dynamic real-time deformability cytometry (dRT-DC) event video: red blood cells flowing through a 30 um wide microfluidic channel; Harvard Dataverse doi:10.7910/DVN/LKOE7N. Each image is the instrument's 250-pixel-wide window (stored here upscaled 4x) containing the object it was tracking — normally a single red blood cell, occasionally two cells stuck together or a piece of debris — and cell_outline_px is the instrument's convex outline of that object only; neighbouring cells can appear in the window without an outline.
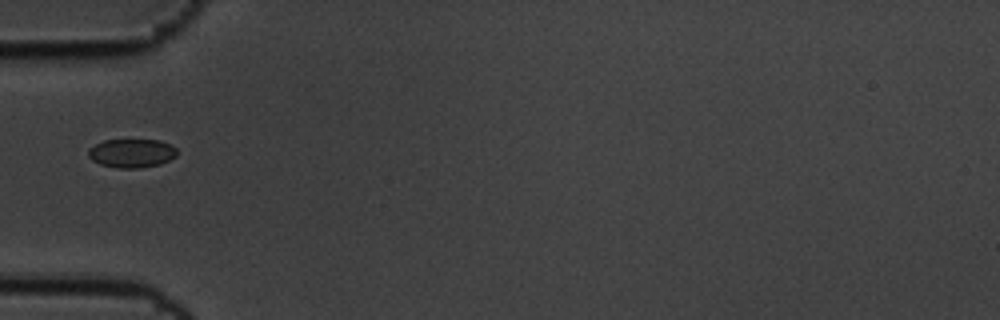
{"species": "common noctule bat (a hibernating species)", "species_latin": "Nyctalus noctula", "temperature_condition": "cold", "stored_images_in_passage": 7, "camera_frame_rate_fps": 3000, "um_per_image_px": 0.085, "animal": {"sex": "male", "body_mass_g": 19.5, "forearm_length_mm": 54.6}, "frame": {"image": 1, "passage_image": 1, "time_ms": 0.0, "image_size_px": [1000, 320], "cell_outline_px": [[176, 156], [160, 164], [140, 168], [120, 168], [100, 164], [92, 160], [88, 156], [88, 148], [104, 140], [160, 140], [176, 148]], "centroid_in_image_um": [11.17, 13.02], "position_along_channel_um": 73.8, "area_um2": 14.74}}
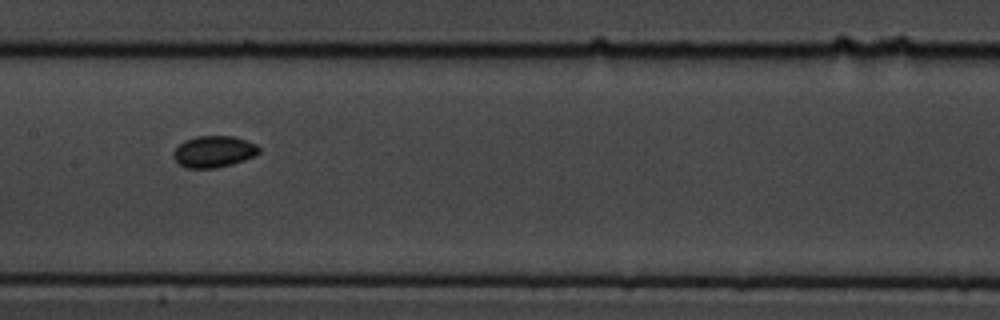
{"frame": {"image": 2, "passage_image": 4, "time_ms": 1.0, "image_size_px": [1000, 320], "cell_outline_px": [[260, 152], [244, 160], [232, 164], [216, 168], [184, 168], [172, 156], [172, 152], [184, 140], [196, 136], [232, 136], [256, 144], [260, 148]], "centroid_in_image_um": [18.14, 12.89], "position_along_channel_um": 189.3, "area_um2": 15.66}}
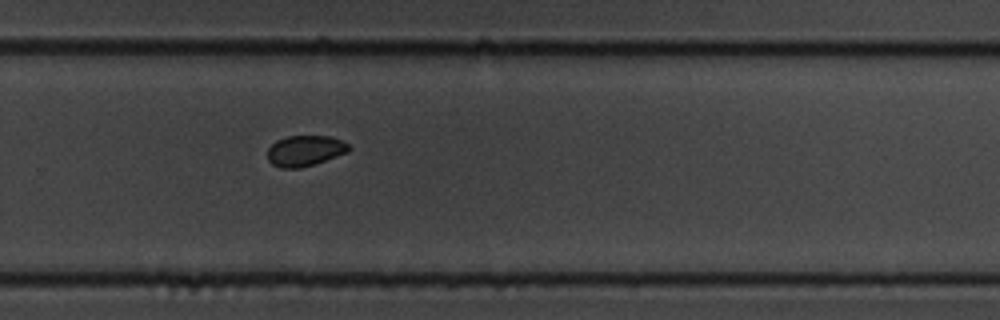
{"frame": {"image": 3, "passage_image": 7, "time_ms": 2.0, "image_size_px": [1000, 320], "cell_outline_px": [[352, 148], [348, 152], [300, 168], [280, 168], [272, 164], [268, 160], [268, 148], [276, 140], [288, 136], [328, 136], [340, 140], [348, 144]], "centroid_in_image_um": [25.9, 12.81], "position_along_channel_um": 303.9, "area_um2": 14.39}}